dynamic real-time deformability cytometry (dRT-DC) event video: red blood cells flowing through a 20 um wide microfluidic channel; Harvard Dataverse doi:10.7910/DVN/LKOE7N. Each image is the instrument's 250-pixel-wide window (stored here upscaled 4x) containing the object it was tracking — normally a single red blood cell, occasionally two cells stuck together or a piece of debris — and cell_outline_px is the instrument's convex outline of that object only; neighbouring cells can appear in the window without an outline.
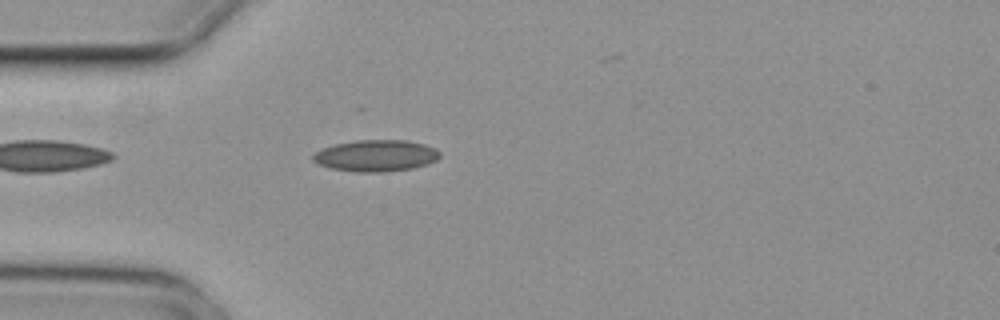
{"species": "common noctule bat (a hibernating species)", "species_latin": "Nyctalus noctula", "temperature_condition": "cold", "stored_images_in_passage": 1, "camera_frame_rate_fps": 3000, "um_per_image_px": 0.085, "animal": {"sex": "female", "body_mass_g": 29.2, "forearm_length_mm": 56.3}, "frame": {"image": 1, "passage_image": 1, "time_ms": 0.0, "image_size_px": [1000, 320], "cell_outline_px": [[440, 156], [436, 160], [428, 164], [412, 168], [384, 172], [356, 172], [332, 168], [320, 164], [312, 160], [312, 156], [320, 148], [336, 144], [356, 140], [408, 140], [424, 144], [436, 148], [440, 152]], "centroid_in_image_um": [31.97, 13.22], "position_along_channel_um": 53.0, "area_um2": 23.35}}